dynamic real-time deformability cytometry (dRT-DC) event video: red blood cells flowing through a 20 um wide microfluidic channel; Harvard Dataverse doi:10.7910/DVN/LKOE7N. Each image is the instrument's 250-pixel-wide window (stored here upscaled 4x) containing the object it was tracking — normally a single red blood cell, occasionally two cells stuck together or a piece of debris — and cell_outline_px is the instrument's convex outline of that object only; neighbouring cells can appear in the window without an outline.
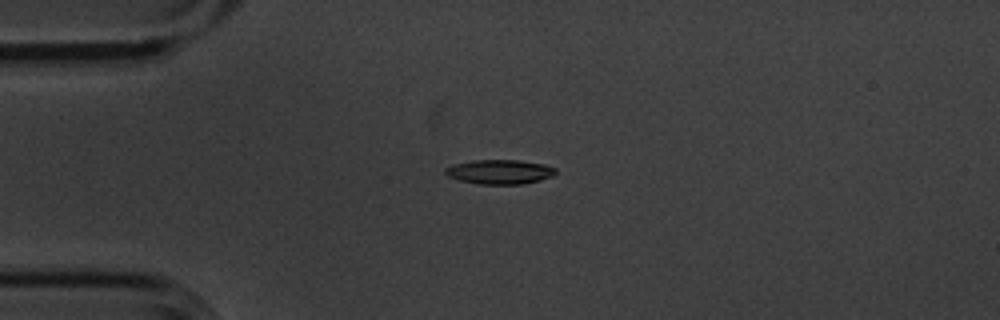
{"species": "common noctule bat (a hibernating species)", "species_latin": "Nyctalus noctula", "temperature_condition": "cold", "stored_images_in_passage": 6, "camera_frame_rate_fps": 3000, "um_per_image_px": 0.085, "animal": {"sex": "male", "body_mass_g": 20.1, "forearm_length_mm": 53.5}, "frame": {"image": 1, "passage_image": 4, "time_ms": 1.0, "image_size_px": [1000, 320], "cell_outline_px": [[556, 172], [552, 176], [540, 180], [524, 184], [480, 184], [460, 180], [448, 176], [444, 172], [444, 168], [452, 164], [472, 160], [520, 160], [544, 164], [556, 168]], "centroid_in_image_um": [42.46, 14.6], "position_along_channel_um": 42.5, "area_um2": 15.78}}
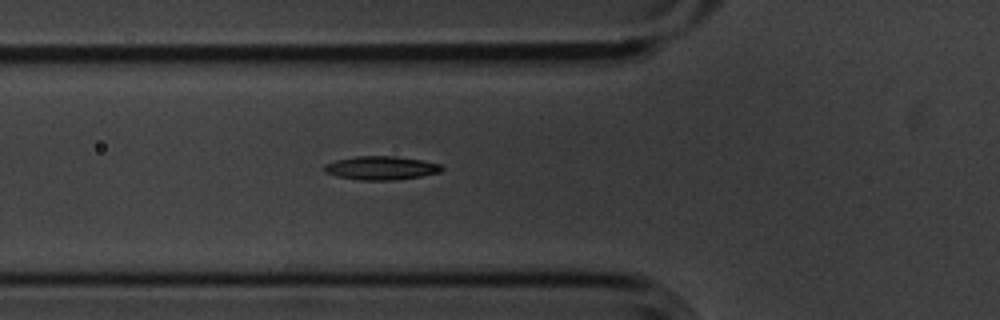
{"frame": {"image": 2, "passage_image": 6, "time_ms": 1.667, "image_size_px": [1000, 320], "cell_outline_px": [[444, 168], [440, 172], [420, 176], [396, 180], [360, 180], [336, 176], [324, 172], [324, 164], [336, 160], [356, 156], [396, 156], [420, 160], [440, 164]], "centroid_in_image_um": [32.37, 14.28], "position_along_channel_um": 93.4, "area_um2": 16.13}}